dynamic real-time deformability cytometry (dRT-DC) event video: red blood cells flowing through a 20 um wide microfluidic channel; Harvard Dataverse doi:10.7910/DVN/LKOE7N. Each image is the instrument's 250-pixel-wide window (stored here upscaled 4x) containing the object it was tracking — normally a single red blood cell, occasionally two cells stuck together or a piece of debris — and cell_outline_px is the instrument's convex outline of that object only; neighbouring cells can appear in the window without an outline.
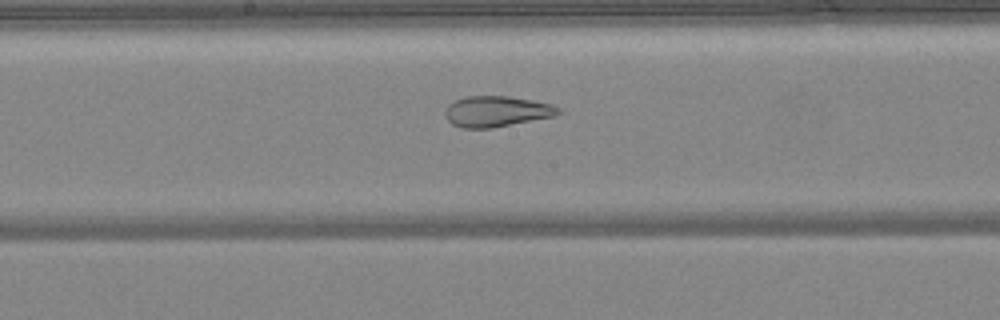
{"species": "common noctule bat (a hibernating species)", "species_latin": "Nyctalus noctula", "temperature_condition": "warm", "stored_images_in_passage": 38, "camera_frame_rate_fps": 3000, "um_per_image_px": 0.085, "animal": {"sex": "female", "body_mass_g": 24.6, "forearm_length_mm": 56.2}, "frame": {"image": 1, "passage_image": 15, "time_ms": 4.667, "image_size_px": [1000, 320], "cell_outline_px": [[564, 112], [556, 116], [492, 128], [460, 128], [452, 124], [448, 120], [444, 112], [448, 104], [456, 100], [468, 96], [508, 96], [532, 100], [552, 104], [560, 108]], "centroid_in_image_um": [42.24, 9.47], "position_along_channel_um": 206.0, "area_um2": 20.46}}
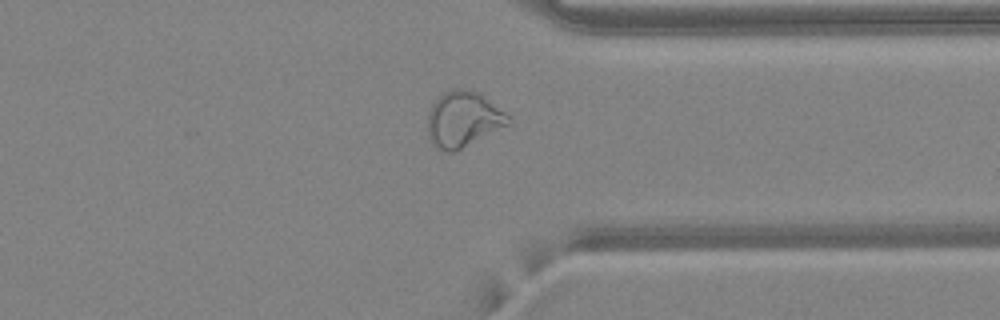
{"frame": {"image": 2, "passage_image": 27, "time_ms": 8.667, "image_size_px": [1000, 320], "cell_outline_px": [[512, 116], [508, 124], [452, 152], [448, 152], [436, 148], [432, 144], [428, 136], [428, 112], [432, 104], [444, 92], [452, 88], [464, 88], [480, 92]], "centroid_in_image_um": [39.37, 10.09], "position_along_channel_um": 372.0, "area_um2": 26.07}}
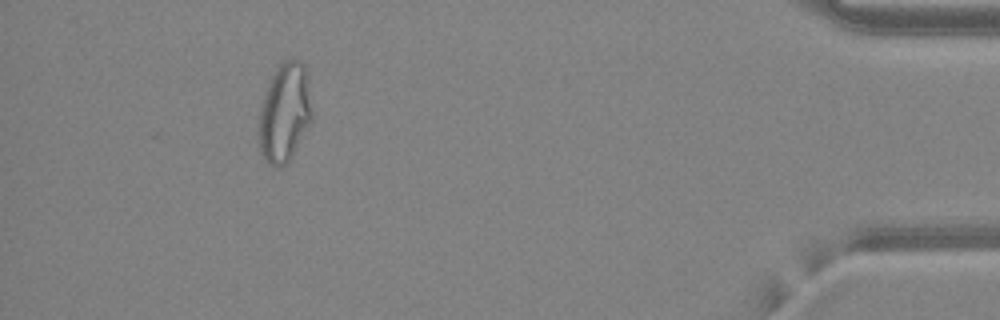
{"frame": {"image": 3, "passage_image": 34, "time_ms": 11.0, "image_size_px": [1000, 320], "cell_outline_px": [[312, 120], [308, 128], [292, 156], [280, 168], [272, 168], [264, 160], [260, 152], [256, 140], [256, 124], [260, 104], [264, 92], [276, 68], [284, 60], [292, 56], [300, 60], [304, 64], [312, 112]], "centroid_in_image_um": [24.12, 9.62], "position_along_channel_um": 411.1, "area_um2": 31.62}, "authors_computed_cell_mechanics": {"area_um2": 24.7095, "velocity_mm_per_s": 4.2141, "shape_relaxation_time_tau1_ms": null, "shape_relaxation_time_tau2_ms": 1.1844, "deformation_change_tau1": null, "deformation_change_tau2": 0.0819}}